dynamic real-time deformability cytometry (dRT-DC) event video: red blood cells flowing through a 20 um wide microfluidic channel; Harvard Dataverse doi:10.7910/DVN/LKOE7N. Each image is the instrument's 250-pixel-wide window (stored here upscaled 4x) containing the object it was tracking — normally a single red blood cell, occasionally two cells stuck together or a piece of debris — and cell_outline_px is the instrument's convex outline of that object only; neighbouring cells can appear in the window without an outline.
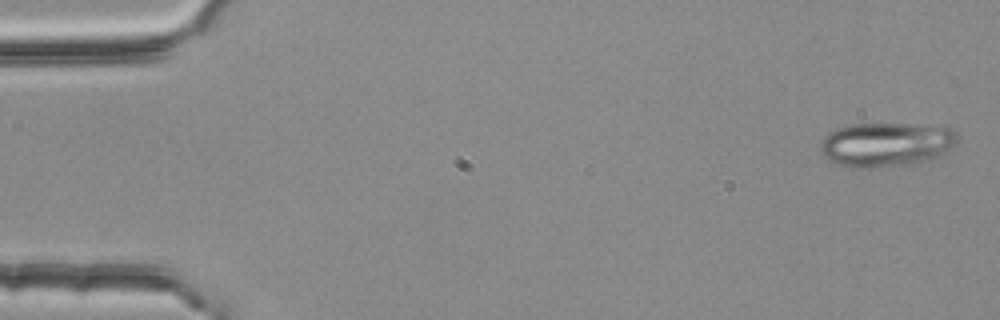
{"species": "common noctule bat (a hibernating species)", "species_latin": "Nyctalus noctula", "temperature_condition": "room temperature", "stored_images_in_passage": 5, "camera_frame_rate_fps": 3000, "um_per_image_px": 0.085, "animal": {"sex": "female", "body_mass_g": 25.1}, "frame": {"image": 1, "passage_image": 1, "time_ms": 0.0, "image_size_px": [1000, 320], "cell_outline_px": [[960, 140], [952, 148], [928, 160], [916, 164], [876, 168], [852, 168], [828, 160], [820, 152], [820, 140], [828, 132], [836, 128], [852, 124], [908, 124], [952, 128], [956, 132]], "centroid_in_image_um": [75.3, 12.29], "position_along_channel_um": 9.7, "area_um2": 35.78}}